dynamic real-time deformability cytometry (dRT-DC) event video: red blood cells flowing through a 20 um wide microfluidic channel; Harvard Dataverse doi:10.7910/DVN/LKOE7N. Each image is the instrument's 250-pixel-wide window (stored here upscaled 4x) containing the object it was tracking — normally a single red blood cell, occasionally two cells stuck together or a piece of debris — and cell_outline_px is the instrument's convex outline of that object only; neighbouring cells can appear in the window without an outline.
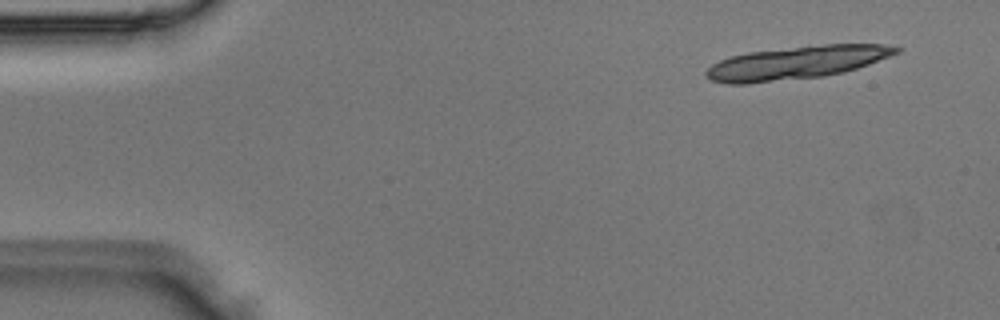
{"species": "Egyptian fruit bat (a non-hibernating species)", "species_latin": "Rousettus aegyptiacus", "temperature_condition": "room temperature", "stored_images_in_passage": 3, "camera_frame_rate_fps": 3000, "um_per_image_px": 0.085, "animal": {"sex": "male"}, "frame": {"image": 1, "passage_image": 1, "time_ms": 0.0, "image_size_px": [1000, 320], "cell_outline_px": [[904, 48], [900, 52], [868, 64], [844, 72], [824, 76], [748, 84], [728, 84], [712, 80], [704, 76], [704, 72], [712, 64], [720, 60], [732, 56], [748, 52], [824, 44], [888, 44]], "centroid_in_image_um": [67.71, 5.33], "position_along_channel_um": 17.3, "area_um2": 36.59}}